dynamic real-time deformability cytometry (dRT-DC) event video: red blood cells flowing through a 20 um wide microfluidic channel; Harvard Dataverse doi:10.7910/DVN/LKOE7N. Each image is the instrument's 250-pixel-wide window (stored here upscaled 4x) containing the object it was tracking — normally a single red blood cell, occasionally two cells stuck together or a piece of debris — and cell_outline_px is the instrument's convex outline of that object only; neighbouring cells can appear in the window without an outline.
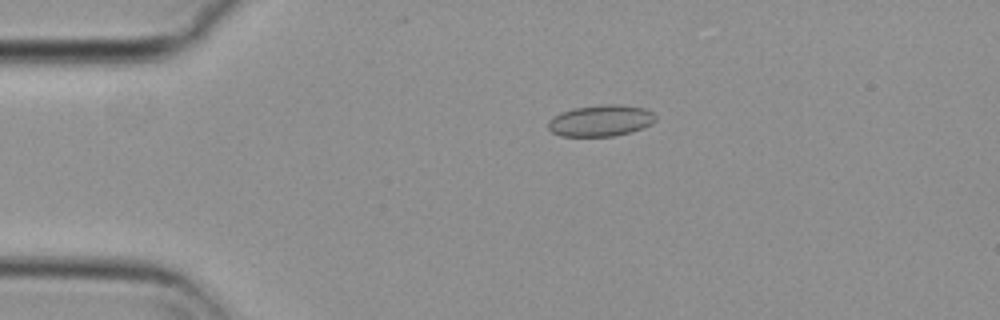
{"species": "common noctule bat (a hibernating species)", "species_latin": "Nyctalus noctula", "temperature_condition": "cold", "stored_images_in_passage": 29, "camera_frame_rate_fps": 3000, "um_per_image_px": 0.085, "animal": {"sex": "female", "body_mass_g": 29.2, "forearm_length_mm": 56.3}, "frame": {"image": 1, "passage_image": 2, "time_ms": 0.333, "image_size_px": [1000, 320], "cell_outline_px": [[656, 120], [652, 124], [632, 132], [612, 136], [560, 136], [552, 132], [548, 128], [548, 120], [560, 112], [572, 108], [604, 104], [620, 104], [644, 108], [652, 112], [656, 116]], "centroid_in_image_um": [51.06, 10.25], "position_along_channel_um": 33.9, "area_um2": 19.83}}
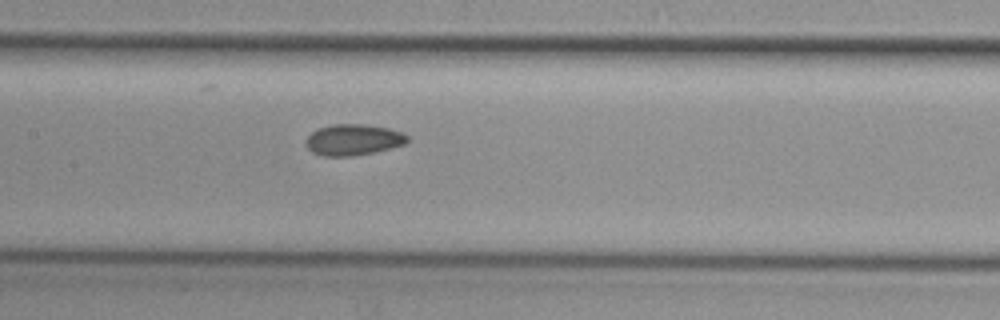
{"frame": {"image": 2, "passage_image": 17, "time_ms": 5.333, "image_size_px": [1000, 320], "cell_outline_px": [[408, 140], [404, 144], [372, 152], [348, 156], [324, 156], [312, 152], [308, 148], [308, 136], [312, 132], [320, 128], [332, 124], [368, 124], [388, 128], [400, 132], [408, 136]], "centroid_in_image_um": [30.03, 11.86], "position_along_channel_um": 177.4, "area_um2": 17.98}}
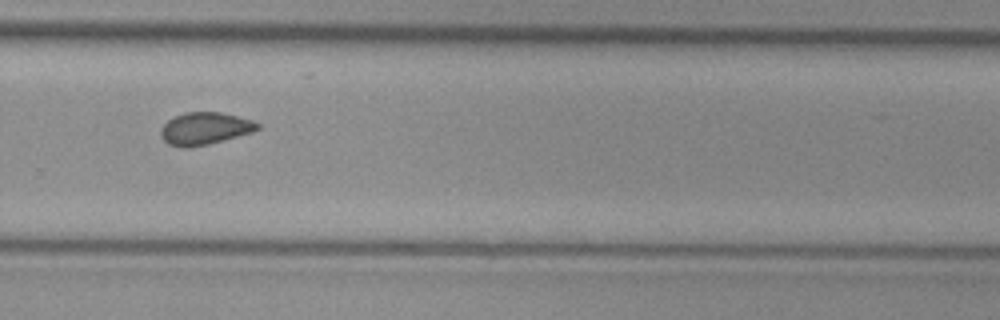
{"frame": {"image": 3, "passage_image": 28, "time_ms": 9.0, "image_size_px": [1000, 320], "cell_outline_px": [[260, 128], [252, 132], [208, 144], [184, 148], [168, 144], [160, 136], [160, 128], [168, 120], [184, 112], [220, 112], [252, 120], [260, 124]], "centroid_in_image_um": [17.39, 10.92], "position_along_channel_um": 312.4, "area_um2": 18.09}}